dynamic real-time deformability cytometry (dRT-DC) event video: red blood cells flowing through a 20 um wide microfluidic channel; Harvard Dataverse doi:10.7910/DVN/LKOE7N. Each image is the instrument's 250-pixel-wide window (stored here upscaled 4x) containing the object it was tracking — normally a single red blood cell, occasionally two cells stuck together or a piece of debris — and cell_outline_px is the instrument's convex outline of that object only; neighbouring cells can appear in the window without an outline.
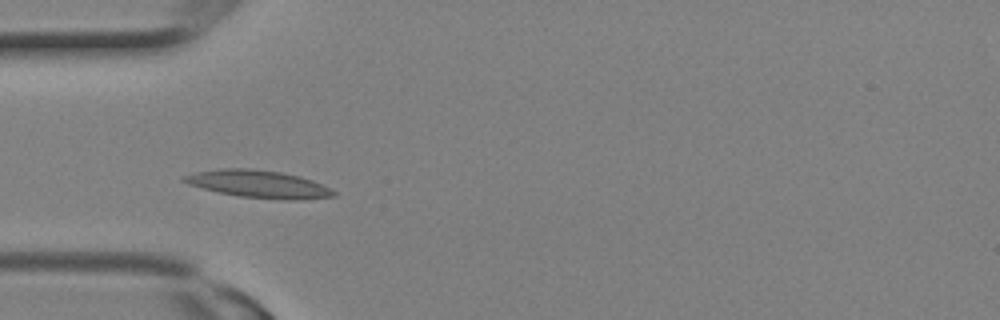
{"species": "Egyptian fruit bat (a non-hibernating species)", "species_latin": "Rousettus aegyptiacus", "temperature_condition": "room temperature", "stored_images_in_passage": 2, "camera_frame_rate_fps": 3000, "um_per_image_px": 0.085, "animal": {"sex": "female"}, "frame": {"image": 1, "passage_image": 2, "time_ms": 0.333, "image_size_px": [1000, 320], "cell_outline_px": [[336, 196], [296, 200], [240, 196], [220, 192], [188, 184], [180, 180], [184, 176], [196, 172], [220, 168], [248, 168], [280, 172], [300, 176], [312, 180], [332, 188], [336, 192]], "centroid_in_image_um": [22.01, 15.63], "position_along_channel_um": 63.0, "area_um2": 23.7}}